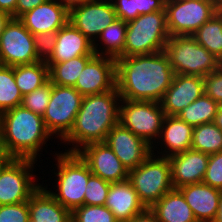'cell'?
<instances>
[{"instance_id":"cell-35","label":"cell","mask_w":222,"mask_h":222,"mask_svg":"<svg viewBox=\"0 0 222 222\" xmlns=\"http://www.w3.org/2000/svg\"><path fill=\"white\" fill-rule=\"evenodd\" d=\"M52 83L48 80L44 85L22 97L21 105L33 113L43 116L50 100Z\"/></svg>"},{"instance_id":"cell-5","label":"cell","mask_w":222,"mask_h":222,"mask_svg":"<svg viewBox=\"0 0 222 222\" xmlns=\"http://www.w3.org/2000/svg\"><path fill=\"white\" fill-rule=\"evenodd\" d=\"M169 37L166 10L139 15L127 22L123 57L164 51Z\"/></svg>"},{"instance_id":"cell-27","label":"cell","mask_w":222,"mask_h":222,"mask_svg":"<svg viewBox=\"0 0 222 222\" xmlns=\"http://www.w3.org/2000/svg\"><path fill=\"white\" fill-rule=\"evenodd\" d=\"M14 78L22 95L28 94L49 80V67L46 61L14 66Z\"/></svg>"},{"instance_id":"cell-22","label":"cell","mask_w":222,"mask_h":222,"mask_svg":"<svg viewBox=\"0 0 222 222\" xmlns=\"http://www.w3.org/2000/svg\"><path fill=\"white\" fill-rule=\"evenodd\" d=\"M83 55H96L93 43L69 21L57 31L55 48L46 63H60Z\"/></svg>"},{"instance_id":"cell-37","label":"cell","mask_w":222,"mask_h":222,"mask_svg":"<svg viewBox=\"0 0 222 222\" xmlns=\"http://www.w3.org/2000/svg\"><path fill=\"white\" fill-rule=\"evenodd\" d=\"M204 184L222 191V151L209 155Z\"/></svg>"},{"instance_id":"cell-6","label":"cell","mask_w":222,"mask_h":222,"mask_svg":"<svg viewBox=\"0 0 222 222\" xmlns=\"http://www.w3.org/2000/svg\"><path fill=\"white\" fill-rule=\"evenodd\" d=\"M174 74L205 77L222 62L201 46L192 36H170L165 45Z\"/></svg>"},{"instance_id":"cell-1","label":"cell","mask_w":222,"mask_h":222,"mask_svg":"<svg viewBox=\"0 0 222 222\" xmlns=\"http://www.w3.org/2000/svg\"><path fill=\"white\" fill-rule=\"evenodd\" d=\"M174 75L165 51L116 59V87L121 99L160 103Z\"/></svg>"},{"instance_id":"cell-11","label":"cell","mask_w":222,"mask_h":222,"mask_svg":"<svg viewBox=\"0 0 222 222\" xmlns=\"http://www.w3.org/2000/svg\"><path fill=\"white\" fill-rule=\"evenodd\" d=\"M37 161L14 158L0 174V205L29 201L40 187L35 183L33 169Z\"/></svg>"},{"instance_id":"cell-21","label":"cell","mask_w":222,"mask_h":222,"mask_svg":"<svg viewBox=\"0 0 222 222\" xmlns=\"http://www.w3.org/2000/svg\"><path fill=\"white\" fill-rule=\"evenodd\" d=\"M105 206L118 222H128L147 209L128 179L111 183Z\"/></svg>"},{"instance_id":"cell-41","label":"cell","mask_w":222,"mask_h":222,"mask_svg":"<svg viewBox=\"0 0 222 222\" xmlns=\"http://www.w3.org/2000/svg\"><path fill=\"white\" fill-rule=\"evenodd\" d=\"M47 0H17L16 5V18H19L21 15L27 11L33 10L35 7L46 2Z\"/></svg>"},{"instance_id":"cell-25","label":"cell","mask_w":222,"mask_h":222,"mask_svg":"<svg viewBox=\"0 0 222 222\" xmlns=\"http://www.w3.org/2000/svg\"><path fill=\"white\" fill-rule=\"evenodd\" d=\"M150 210L156 215L159 222H198L178 189L167 192Z\"/></svg>"},{"instance_id":"cell-2","label":"cell","mask_w":222,"mask_h":222,"mask_svg":"<svg viewBox=\"0 0 222 222\" xmlns=\"http://www.w3.org/2000/svg\"><path fill=\"white\" fill-rule=\"evenodd\" d=\"M121 96L117 87L108 92L83 96L73 128L62 140L73 147L65 152L76 153L83 146L105 142L109 131L119 122Z\"/></svg>"},{"instance_id":"cell-31","label":"cell","mask_w":222,"mask_h":222,"mask_svg":"<svg viewBox=\"0 0 222 222\" xmlns=\"http://www.w3.org/2000/svg\"><path fill=\"white\" fill-rule=\"evenodd\" d=\"M118 19L125 22L139 15L165 10L166 0H111Z\"/></svg>"},{"instance_id":"cell-36","label":"cell","mask_w":222,"mask_h":222,"mask_svg":"<svg viewBox=\"0 0 222 222\" xmlns=\"http://www.w3.org/2000/svg\"><path fill=\"white\" fill-rule=\"evenodd\" d=\"M110 185V182L104 181L99 176L92 174L86 185L84 204L104 206Z\"/></svg>"},{"instance_id":"cell-17","label":"cell","mask_w":222,"mask_h":222,"mask_svg":"<svg viewBox=\"0 0 222 222\" xmlns=\"http://www.w3.org/2000/svg\"><path fill=\"white\" fill-rule=\"evenodd\" d=\"M204 93L203 77L175 74L171 86L166 90L160 104L165 115L177 116L183 108Z\"/></svg>"},{"instance_id":"cell-20","label":"cell","mask_w":222,"mask_h":222,"mask_svg":"<svg viewBox=\"0 0 222 222\" xmlns=\"http://www.w3.org/2000/svg\"><path fill=\"white\" fill-rule=\"evenodd\" d=\"M178 190L183 194L198 222H213L215 220L221 190L203 182L184 185Z\"/></svg>"},{"instance_id":"cell-7","label":"cell","mask_w":222,"mask_h":222,"mask_svg":"<svg viewBox=\"0 0 222 222\" xmlns=\"http://www.w3.org/2000/svg\"><path fill=\"white\" fill-rule=\"evenodd\" d=\"M128 180L146 208L174 189L169 158L152 154L139 166L129 170Z\"/></svg>"},{"instance_id":"cell-30","label":"cell","mask_w":222,"mask_h":222,"mask_svg":"<svg viewBox=\"0 0 222 222\" xmlns=\"http://www.w3.org/2000/svg\"><path fill=\"white\" fill-rule=\"evenodd\" d=\"M220 104L205 93L194 102L183 108L177 116L193 127L214 121Z\"/></svg>"},{"instance_id":"cell-9","label":"cell","mask_w":222,"mask_h":222,"mask_svg":"<svg viewBox=\"0 0 222 222\" xmlns=\"http://www.w3.org/2000/svg\"><path fill=\"white\" fill-rule=\"evenodd\" d=\"M221 8L217 0H166L169 35L191 36Z\"/></svg>"},{"instance_id":"cell-42","label":"cell","mask_w":222,"mask_h":222,"mask_svg":"<svg viewBox=\"0 0 222 222\" xmlns=\"http://www.w3.org/2000/svg\"><path fill=\"white\" fill-rule=\"evenodd\" d=\"M128 222H159L156 215L147 208L144 212L136 215Z\"/></svg>"},{"instance_id":"cell-19","label":"cell","mask_w":222,"mask_h":222,"mask_svg":"<svg viewBox=\"0 0 222 222\" xmlns=\"http://www.w3.org/2000/svg\"><path fill=\"white\" fill-rule=\"evenodd\" d=\"M171 163L172 184L174 189L184 185L203 181L207 169L209 154L188 149L169 157Z\"/></svg>"},{"instance_id":"cell-23","label":"cell","mask_w":222,"mask_h":222,"mask_svg":"<svg viewBox=\"0 0 222 222\" xmlns=\"http://www.w3.org/2000/svg\"><path fill=\"white\" fill-rule=\"evenodd\" d=\"M194 127L182 121L178 116H165L157 143H161L162 157H171L191 149ZM161 141V142H160ZM165 149L163 150L162 149ZM163 150V151H162Z\"/></svg>"},{"instance_id":"cell-26","label":"cell","mask_w":222,"mask_h":222,"mask_svg":"<svg viewBox=\"0 0 222 222\" xmlns=\"http://www.w3.org/2000/svg\"><path fill=\"white\" fill-rule=\"evenodd\" d=\"M126 32L127 22L121 19H116L111 25L103 30L97 40L93 43L95 54L98 56L111 57L113 59L123 57ZM97 42H99L100 45Z\"/></svg>"},{"instance_id":"cell-12","label":"cell","mask_w":222,"mask_h":222,"mask_svg":"<svg viewBox=\"0 0 222 222\" xmlns=\"http://www.w3.org/2000/svg\"><path fill=\"white\" fill-rule=\"evenodd\" d=\"M41 61L33 34L18 18H10L0 35V65L18 66Z\"/></svg>"},{"instance_id":"cell-39","label":"cell","mask_w":222,"mask_h":222,"mask_svg":"<svg viewBox=\"0 0 222 222\" xmlns=\"http://www.w3.org/2000/svg\"><path fill=\"white\" fill-rule=\"evenodd\" d=\"M35 51L41 61H47L52 55L57 40V31L33 35Z\"/></svg>"},{"instance_id":"cell-33","label":"cell","mask_w":222,"mask_h":222,"mask_svg":"<svg viewBox=\"0 0 222 222\" xmlns=\"http://www.w3.org/2000/svg\"><path fill=\"white\" fill-rule=\"evenodd\" d=\"M22 97L14 78V67L0 65V114L21 105Z\"/></svg>"},{"instance_id":"cell-40","label":"cell","mask_w":222,"mask_h":222,"mask_svg":"<svg viewBox=\"0 0 222 222\" xmlns=\"http://www.w3.org/2000/svg\"><path fill=\"white\" fill-rule=\"evenodd\" d=\"M204 91L215 102L222 104V65L204 77Z\"/></svg>"},{"instance_id":"cell-18","label":"cell","mask_w":222,"mask_h":222,"mask_svg":"<svg viewBox=\"0 0 222 222\" xmlns=\"http://www.w3.org/2000/svg\"><path fill=\"white\" fill-rule=\"evenodd\" d=\"M69 18V8L58 0L46 2L27 11L18 19L33 34L58 31Z\"/></svg>"},{"instance_id":"cell-28","label":"cell","mask_w":222,"mask_h":222,"mask_svg":"<svg viewBox=\"0 0 222 222\" xmlns=\"http://www.w3.org/2000/svg\"><path fill=\"white\" fill-rule=\"evenodd\" d=\"M95 55H83L60 63H46L49 67V80L59 86L74 87L85 65Z\"/></svg>"},{"instance_id":"cell-32","label":"cell","mask_w":222,"mask_h":222,"mask_svg":"<svg viewBox=\"0 0 222 222\" xmlns=\"http://www.w3.org/2000/svg\"><path fill=\"white\" fill-rule=\"evenodd\" d=\"M191 149L209 155L222 151V130L213 122L194 127Z\"/></svg>"},{"instance_id":"cell-3","label":"cell","mask_w":222,"mask_h":222,"mask_svg":"<svg viewBox=\"0 0 222 222\" xmlns=\"http://www.w3.org/2000/svg\"><path fill=\"white\" fill-rule=\"evenodd\" d=\"M0 120L7 155L35 161L38 156L42 157L39 152H43L46 142L53 137L47 131L41 115L19 105L1 113Z\"/></svg>"},{"instance_id":"cell-29","label":"cell","mask_w":222,"mask_h":222,"mask_svg":"<svg viewBox=\"0 0 222 222\" xmlns=\"http://www.w3.org/2000/svg\"><path fill=\"white\" fill-rule=\"evenodd\" d=\"M191 36L222 62V8Z\"/></svg>"},{"instance_id":"cell-34","label":"cell","mask_w":222,"mask_h":222,"mask_svg":"<svg viewBox=\"0 0 222 222\" xmlns=\"http://www.w3.org/2000/svg\"><path fill=\"white\" fill-rule=\"evenodd\" d=\"M71 222H118L104 205H82L71 212Z\"/></svg>"},{"instance_id":"cell-47","label":"cell","mask_w":222,"mask_h":222,"mask_svg":"<svg viewBox=\"0 0 222 222\" xmlns=\"http://www.w3.org/2000/svg\"><path fill=\"white\" fill-rule=\"evenodd\" d=\"M58 1H60L62 4L66 5L69 8L73 5L83 3V2L89 1V0H58Z\"/></svg>"},{"instance_id":"cell-16","label":"cell","mask_w":222,"mask_h":222,"mask_svg":"<svg viewBox=\"0 0 222 222\" xmlns=\"http://www.w3.org/2000/svg\"><path fill=\"white\" fill-rule=\"evenodd\" d=\"M105 142L128 171L139 166L152 154V146L119 122L109 131Z\"/></svg>"},{"instance_id":"cell-8","label":"cell","mask_w":222,"mask_h":222,"mask_svg":"<svg viewBox=\"0 0 222 222\" xmlns=\"http://www.w3.org/2000/svg\"><path fill=\"white\" fill-rule=\"evenodd\" d=\"M119 123L152 146L158 140L165 118L159 102L121 99ZM154 143V144H153Z\"/></svg>"},{"instance_id":"cell-38","label":"cell","mask_w":222,"mask_h":222,"mask_svg":"<svg viewBox=\"0 0 222 222\" xmlns=\"http://www.w3.org/2000/svg\"><path fill=\"white\" fill-rule=\"evenodd\" d=\"M0 222H30L28 201L0 205Z\"/></svg>"},{"instance_id":"cell-10","label":"cell","mask_w":222,"mask_h":222,"mask_svg":"<svg viewBox=\"0 0 222 222\" xmlns=\"http://www.w3.org/2000/svg\"><path fill=\"white\" fill-rule=\"evenodd\" d=\"M82 99L74 87L52 84L49 104L42 117L47 131L61 142L73 128Z\"/></svg>"},{"instance_id":"cell-15","label":"cell","mask_w":222,"mask_h":222,"mask_svg":"<svg viewBox=\"0 0 222 222\" xmlns=\"http://www.w3.org/2000/svg\"><path fill=\"white\" fill-rule=\"evenodd\" d=\"M116 87V59L95 55L80 73L74 88L82 95L108 92Z\"/></svg>"},{"instance_id":"cell-14","label":"cell","mask_w":222,"mask_h":222,"mask_svg":"<svg viewBox=\"0 0 222 222\" xmlns=\"http://www.w3.org/2000/svg\"><path fill=\"white\" fill-rule=\"evenodd\" d=\"M76 153L88 165L91 173L104 181L116 183L128 179L129 171L106 142L87 144Z\"/></svg>"},{"instance_id":"cell-24","label":"cell","mask_w":222,"mask_h":222,"mask_svg":"<svg viewBox=\"0 0 222 222\" xmlns=\"http://www.w3.org/2000/svg\"><path fill=\"white\" fill-rule=\"evenodd\" d=\"M43 185L28 201L30 222H71V212L63 207Z\"/></svg>"},{"instance_id":"cell-44","label":"cell","mask_w":222,"mask_h":222,"mask_svg":"<svg viewBox=\"0 0 222 222\" xmlns=\"http://www.w3.org/2000/svg\"><path fill=\"white\" fill-rule=\"evenodd\" d=\"M0 159H14L13 157L7 155L4 145H3V137H2V127L0 120Z\"/></svg>"},{"instance_id":"cell-49","label":"cell","mask_w":222,"mask_h":222,"mask_svg":"<svg viewBox=\"0 0 222 222\" xmlns=\"http://www.w3.org/2000/svg\"><path fill=\"white\" fill-rule=\"evenodd\" d=\"M13 159H0V174L2 170L12 161Z\"/></svg>"},{"instance_id":"cell-46","label":"cell","mask_w":222,"mask_h":222,"mask_svg":"<svg viewBox=\"0 0 222 222\" xmlns=\"http://www.w3.org/2000/svg\"><path fill=\"white\" fill-rule=\"evenodd\" d=\"M213 123L222 130V104L218 108Z\"/></svg>"},{"instance_id":"cell-45","label":"cell","mask_w":222,"mask_h":222,"mask_svg":"<svg viewBox=\"0 0 222 222\" xmlns=\"http://www.w3.org/2000/svg\"><path fill=\"white\" fill-rule=\"evenodd\" d=\"M10 18L11 16L8 13L0 11V35L2 34L3 29Z\"/></svg>"},{"instance_id":"cell-48","label":"cell","mask_w":222,"mask_h":222,"mask_svg":"<svg viewBox=\"0 0 222 222\" xmlns=\"http://www.w3.org/2000/svg\"><path fill=\"white\" fill-rule=\"evenodd\" d=\"M213 222H222V193L219 199L218 212Z\"/></svg>"},{"instance_id":"cell-4","label":"cell","mask_w":222,"mask_h":222,"mask_svg":"<svg viewBox=\"0 0 222 222\" xmlns=\"http://www.w3.org/2000/svg\"><path fill=\"white\" fill-rule=\"evenodd\" d=\"M57 160L53 172L56 177V185L53 190H47L63 207L72 212L84 205V195L89 177L92 175L88 165L77 153L57 152L54 154Z\"/></svg>"},{"instance_id":"cell-13","label":"cell","mask_w":222,"mask_h":222,"mask_svg":"<svg viewBox=\"0 0 222 222\" xmlns=\"http://www.w3.org/2000/svg\"><path fill=\"white\" fill-rule=\"evenodd\" d=\"M69 22L94 43L117 18L111 0H89L69 7Z\"/></svg>"},{"instance_id":"cell-43","label":"cell","mask_w":222,"mask_h":222,"mask_svg":"<svg viewBox=\"0 0 222 222\" xmlns=\"http://www.w3.org/2000/svg\"><path fill=\"white\" fill-rule=\"evenodd\" d=\"M17 0H0V11L8 13L12 18H16Z\"/></svg>"}]
</instances>
